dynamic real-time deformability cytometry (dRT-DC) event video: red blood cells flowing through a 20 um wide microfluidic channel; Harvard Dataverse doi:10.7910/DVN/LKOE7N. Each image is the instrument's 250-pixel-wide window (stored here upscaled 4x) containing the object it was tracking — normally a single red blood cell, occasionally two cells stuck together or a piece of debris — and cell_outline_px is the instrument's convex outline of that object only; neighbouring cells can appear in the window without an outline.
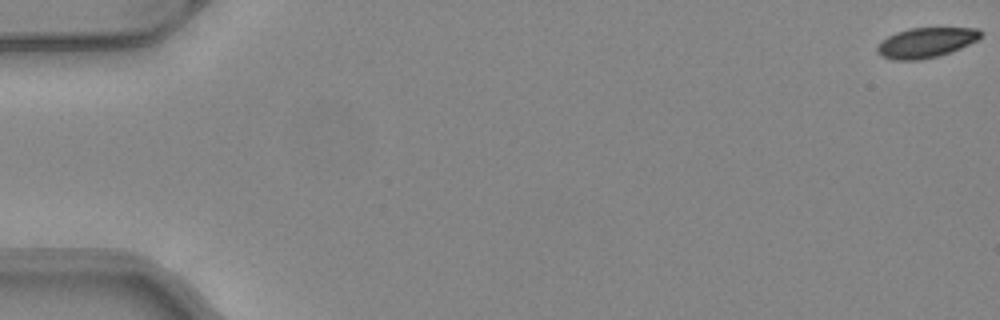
{"species": "common noctule bat (a hibernating species)", "species_latin": "Nyctalus noctula", "temperature_condition": "warm", "stored_images_in_passage": 52, "camera_frame_rate_fps": 3000, "um_per_image_px": 0.085, "animal": {"sex": "female", "body_mass_g": 24.6, "forearm_length_mm": 56.2}, "frame": {"image": 1, "passage_image": 1, "time_ms": 0.0, "image_size_px": [1000, 320], "cell_outline_px": [[984, 32], [976, 40], [960, 48], [936, 56], [920, 60], [892, 60], [880, 56], [876, 52], [876, 48], [888, 36], [896, 32], [908, 28], [980, 28]], "centroid_in_image_um": [78.68, 3.62], "position_along_channel_um": 6.3, "area_um2": 17.98}}
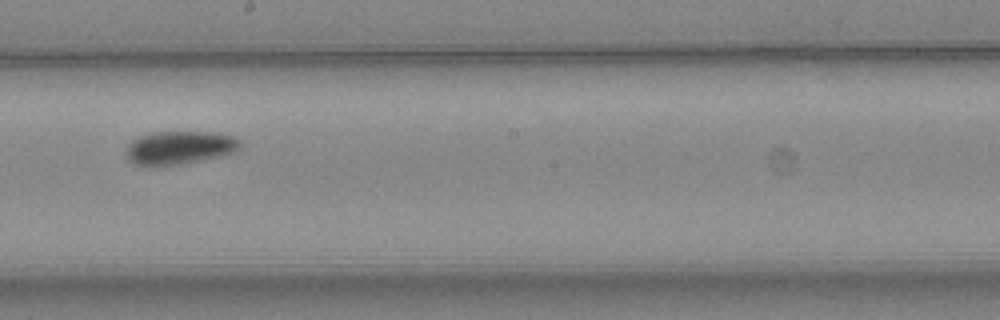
{"frame": {"image": 2, "passage_image": 30, "time_ms": 9.667, "image_size_px": [1000, 320], "cell_outline_px": [[240, 148], [232, 152], [220, 156], [180, 164], [148, 168], [136, 164], [128, 160], [124, 152], [128, 144], [132, 140], [140, 136], [156, 132], [216, 132], [232, 136], [240, 140]], "centroid_in_image_um": [15.19, 12.57], "position_along_channel_um": 233.0, "area_um2": 22.37}}
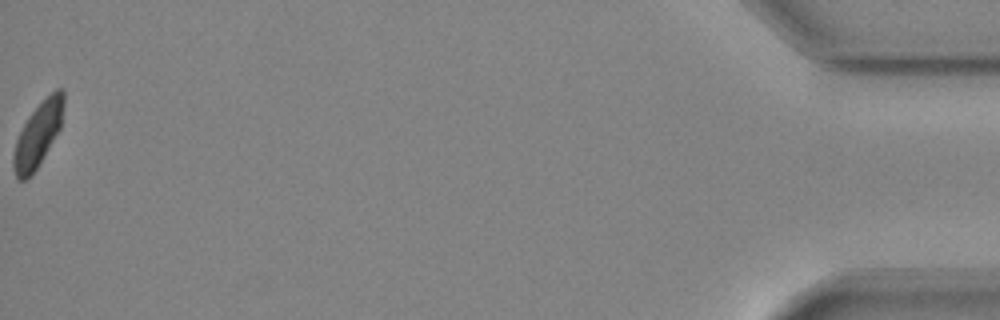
{"frame": {"image": 3, "passage_image": 52, "time_ms": 17.0, "image_size_px": [1000, 320], "cell_outline_px": [[64, 104], [60, 128], [32, 176], [28, 180], [16, 180], [12, 168], [12, 156], [16, 140], [28, 116], [56, 88], [64, 88]], "centroid_in_image_um": [3.2, 11.49], "position_along_channel_um": 432.0, "area_um2": 18.79}, "authors_computed_cell_mechanics": {"area_um2": 20.2011, "velocity_mm_per_s": 4.0926, "shape_relaxation_time_tau1_ms": 3.5644, "shape_relaxation_time_tau2_ms": null, "deformation_change_tau1": 0.0853, "deformation_change_tau2": null}}